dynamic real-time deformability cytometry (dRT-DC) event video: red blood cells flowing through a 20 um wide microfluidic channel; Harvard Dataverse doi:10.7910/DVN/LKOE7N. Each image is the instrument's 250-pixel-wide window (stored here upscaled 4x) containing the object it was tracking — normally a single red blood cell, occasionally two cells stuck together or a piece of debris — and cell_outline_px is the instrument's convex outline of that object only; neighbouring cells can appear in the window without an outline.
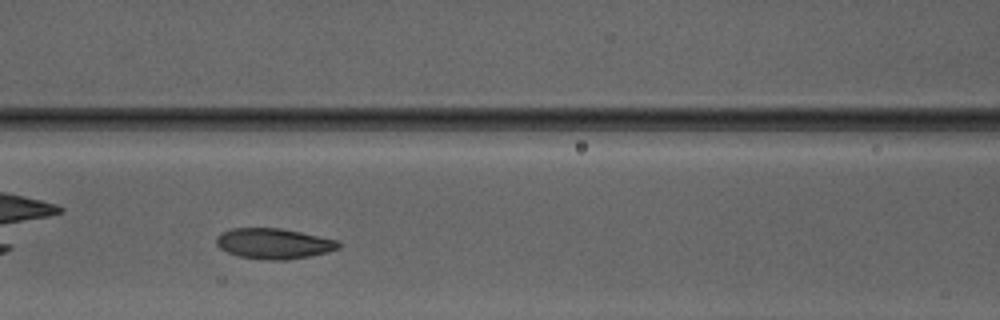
{"species": "Egyptian fruit bat (a non-hibernating species)", "species_latin": "Rousettus aegyptiacus", "temperature_condition": "warm", "stored_images_in_passage": 26, "camera_frame_rate_fps": 3000, "um_per_image_px": 0.085, "animal": {"sex": "male"}, "frame": {"image": 1, "passage_image": 8, "time_ms": 2.333, "image_size_px": [1000, 320], "cell_outline_px": [[340, 248], [328, 252], [312, 256], [288, 260], [260, 260], [236, 256], [220, 248], [216, 244], [216, 236], [220, 232], [232, 228], [280, 228], [340, 240]], "centroid_in_image_um": [23.27, 20.71], "position_along_channel_um": 143.3, "area_um2": 22.14}, "authors_computed_cell_mechanics": {"area_um2": 21.8484, "velocity_mm_per_s": 4.1575, "shape_relaxation_time_tau1_ms": 2.9489, "shape_relaxation_time_tau2_ms": 1.1319, "deformation_change_tau1": 0.1239, "deformation_change_tau2": 0.0613}}